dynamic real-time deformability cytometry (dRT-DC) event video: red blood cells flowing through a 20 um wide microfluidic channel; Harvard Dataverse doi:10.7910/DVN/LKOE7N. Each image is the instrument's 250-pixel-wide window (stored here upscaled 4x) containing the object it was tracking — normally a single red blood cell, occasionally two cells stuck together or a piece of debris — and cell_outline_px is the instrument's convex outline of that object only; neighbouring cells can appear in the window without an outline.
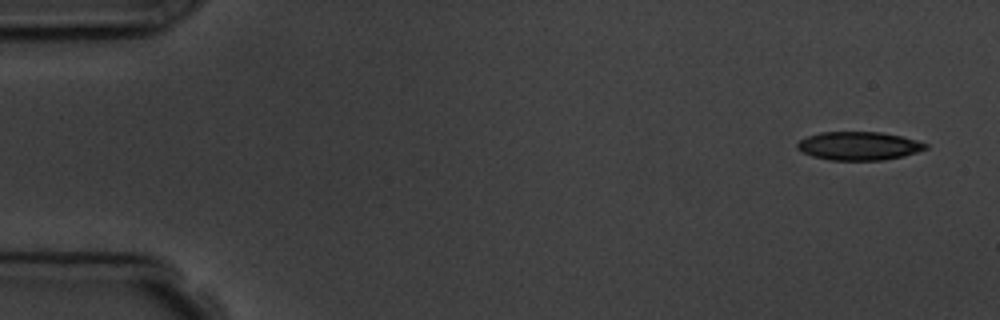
{"species": "common noctule bat (a hibernating species)", "species_latin": "Nyctalus noctula", "temperature_condition": "room temperature", "stored_images_in_passage": 2, "camera_frame_rate_fps": 3000, "um_per_image_px": 0.085, "animal": {"sex": "male", "body_mass_g": 19.5, "forearm_length_mm": 54.6}, "frame": {"image": 1, "passage_image": 1, "time_ms": 0.0, "image_size_px": [1000, 320], "cell_outline_px": [[928, 148], [904, 156], [884, 160], [832, 160], [812, 156], [796, 148], [796, 144], [800, 140], [808, 136], [820, 132], [880, 132], [900, 136], [916, 140], [928, 144]], "centroid_in_image_um": [73.0, 12.4], "position_along_channel_um": 12.0, "area_um2": 21.15}}